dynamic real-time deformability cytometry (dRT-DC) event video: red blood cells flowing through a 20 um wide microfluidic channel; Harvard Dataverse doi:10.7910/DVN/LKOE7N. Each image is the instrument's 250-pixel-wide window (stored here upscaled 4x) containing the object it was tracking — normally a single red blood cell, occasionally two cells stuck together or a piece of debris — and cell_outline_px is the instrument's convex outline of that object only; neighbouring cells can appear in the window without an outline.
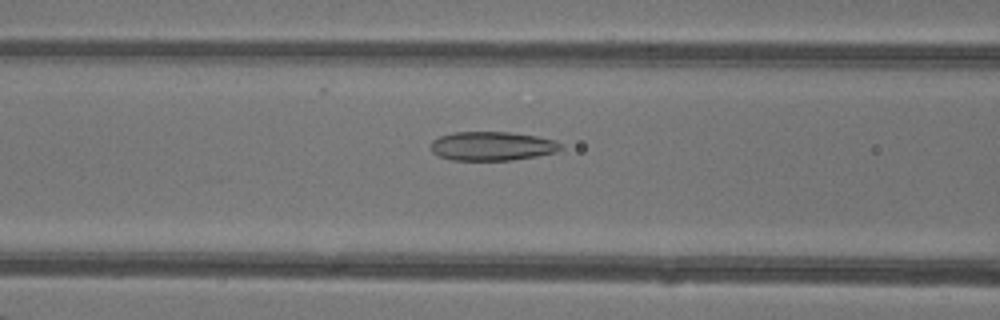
{"species": "common noctule bat (a hibernating species)", "species_latin": "Nyctalus noctula", "temperature_condition": "warm", "stored_images_in_passage": 36, "camera_frame_rate_fps": 3000, "um_per_image_px": 0.085, "animal": {"sex": "female"}, "frame": {"image": 1, "passage_image": 8, "time_ms": 2.333, "image_size_px": [1000, 320], "cell_outline_px": [[564, 148], [556, 152], [536, 156], [512, 160], [452, 160], [440, 156], [432, 152], [432, 140], [440, 136], [452, 132], [508, 132], [536, 136], [556, 140]], "centroid_in_image_um": [41.85, 12.41], "position_along_channel_um": 124.8, "area_um2": 21.91}}
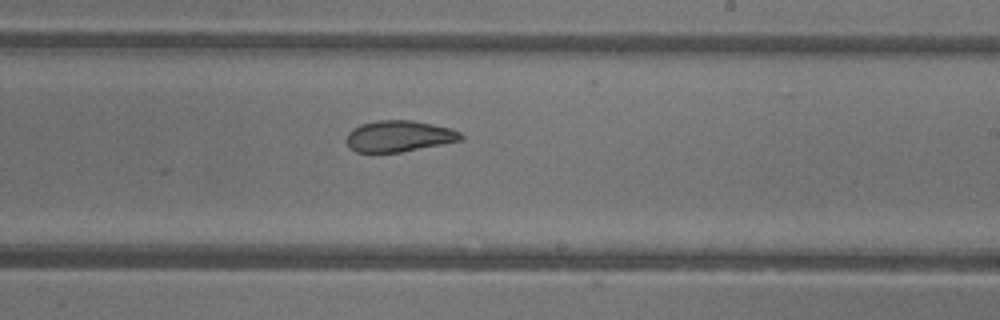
{"frame": {"image": 2, "passage_image": 17, "time_ms": 5.333, "image_size_px": [1000, 320], "cell_outline_px": [[464, 136], [460, 140], [400, 152], [356, 152], [344, 140], [348, 132], [352, 128], [360, 124], [376, 120], [412, 120], [452, 128], [460, 132]], "centroid_in_image_um": [33.87, 11.56], "position_along_channel_um": 255.1, "area_um2": 20.75}}
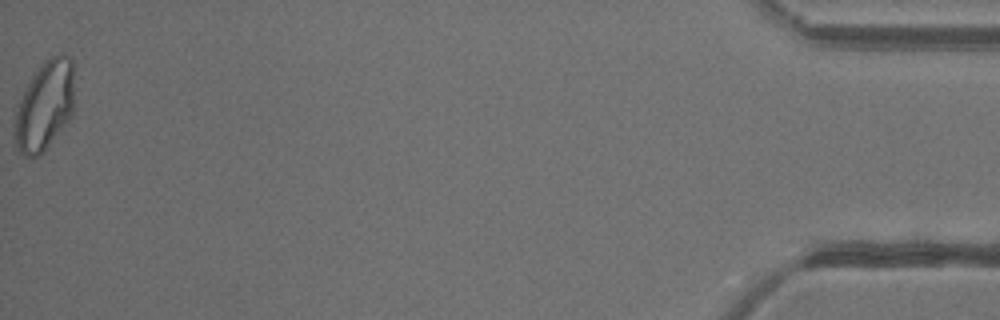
{"frame": {"image": 3, "passage_image": 36, "time_ms": 11.667, "image_size_px": [1000, 320], "cell_outline_px": [[72, 112], [68, 120], [44, 152], [40, 156], [24, 156], [16, 148], [12, 128], [16, 112], [20, 100], [28, 84], [44, 60], [60, 52], [68, 56], [72, 60]], "centroid_in_image_um": [3.76, 9.03], "position_along_channel_um": 431.4, "area_um2": 30.75}, "authors_computed_cell_mechanics": {"area_um2": 22.3397, "velocity_mm_per_s": 4.3436, "shape_relaxation_time_tau1_ms": 9.7015, "shape_relaxation_time_tau2_ms": 1.5887, "deformation_change_tau1": 0.2236, "deformation_change_tau2": 0.0673}}